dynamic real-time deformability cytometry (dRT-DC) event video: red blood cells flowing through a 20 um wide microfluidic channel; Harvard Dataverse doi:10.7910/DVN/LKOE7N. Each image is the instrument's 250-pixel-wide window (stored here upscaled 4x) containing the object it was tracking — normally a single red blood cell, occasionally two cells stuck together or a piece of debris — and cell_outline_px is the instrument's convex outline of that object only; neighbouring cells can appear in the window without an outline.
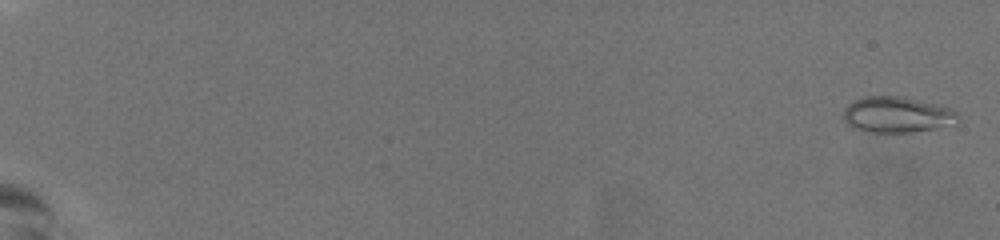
{"species": "common noctule bat (a hibernating species)", "species_latin": "Nyctalus noctula", "temperature_condition": "warm", "stored_images_in_passage": 59, "camera_frame_rate_fps": 3000, "um_per_image_px": 0.085, "animal": {"sex": "female", "body_mass_g": 19.5, "forearm_length_mm": 54.1}, "frame": {"image": 1, "passage_image": 2, "time_ms": 0.333, "image_size_px": [1000, 240], "cell_outline_px": [[960, 120], [956, 124], [912, 132], [868, 132], [852, 128], [844, 120], [844, 108], [848, 104], [864, 96], [904, 96], [940, 104], [952, 108], [956, 112]], "centroid_in_image_um": [76.28, 9.74], "position_along_channel_um": 8.7, "area_um2": 24.28}}
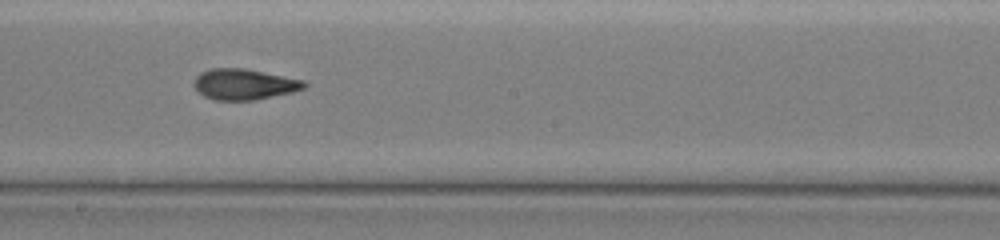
{"frame": {"image": 2, "passage_image": 37, "time_ms": 12.0, "image_size_px": [1000, 240], "cell_outline_px": [[308, 84], [304, 88], [292, 92], [252, 100], [212, 100], [204, 96], [192, 84], [196, 76], [200, 72], [212, 68], [244, 68], [304, 80]], "centroid_in_image_um": [20.73, 7.16], "position_along_channel_um": 227.5, "area_um2": 19.71}}
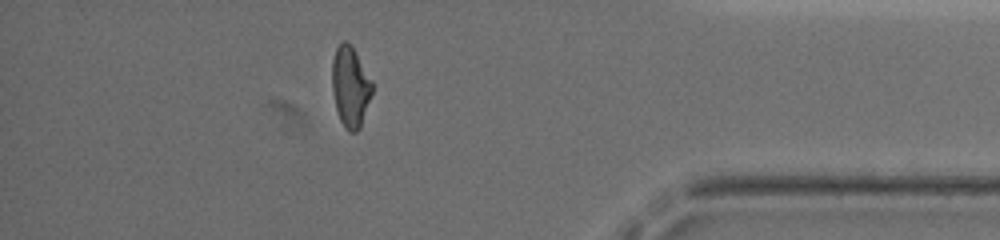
{"frame": {"image": 3, "passage_image": 53, "time_ms": 17.333, "image_size_px": [1000, 240], "cell_outline_px": [[372, 92], [360, 128], [356, 132], [348, 132], [344, 128], [340, 120], [336, 108], [332, 88], [332, 60], [336, 48], [344, 40], [352, 44], [372, 80]], "centroid_in_image_um": [29.78, 7.36], "position_along_channel_um": 405.4, "area_um2": 18.9}, "authors_computed_cell_mechanics": {"area_um2": 19.5942, "velocity_mm_per_s": 3.826, "shape_relaxation_time_tau1_ms": null, "shape_relaxation_time_tau2_ms": 1.7245, "deformation_change_tau1": null, "deformation_change_tau2": 0.0912}}